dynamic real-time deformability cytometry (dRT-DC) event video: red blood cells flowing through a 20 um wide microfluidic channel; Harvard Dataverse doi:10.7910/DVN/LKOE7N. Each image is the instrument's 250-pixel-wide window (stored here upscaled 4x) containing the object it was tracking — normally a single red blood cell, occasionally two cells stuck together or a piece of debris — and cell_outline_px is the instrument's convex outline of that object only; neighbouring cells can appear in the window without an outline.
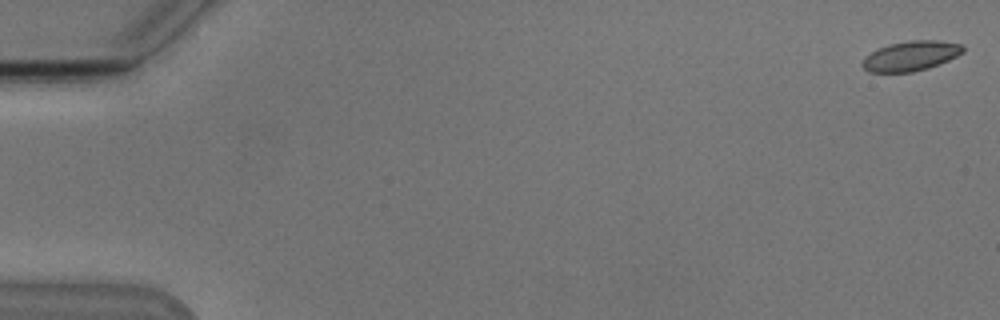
{"species": "Egyptian fruit bat (a non-hibernating species)", "species_latin": "Rousettus aegyptiacus", "temperature_condition": "cold", "stored_images_in_passage": 55, "camera_frame_rate_fps": 3000, "um_per_image_px": 0.085, "animal": {"sex": "male"}, "frame": {"image": 1, "passage_image": 1, "time_ms": 0.0, "image_size_px": [1000, 320], "cell_outline_px": [[964, 52], [948, 60], [928, 68], [912, 72], [868, 72], [860, 64], [864, 56], [880, 48], [892, 44], [908, 40], [936, 40], [960, 44], [964, 48]], "centroid_in_image_um": [77.4, 4.76], "position_along_channel_um": 7.6, "area_um2": 17.34}}
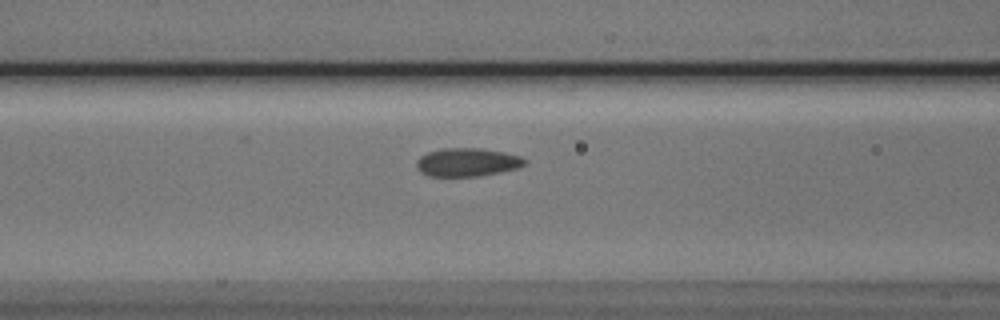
{"frame": {"image": 2, "passage_image": 23, "time_ms": 7.333, "image_size_px": [1000, 320], "cell_outline_px": [[528, 160], [524, 164], [516, 168], [500, 172], [476, 176], [428, 176], [420, 172], [416, 168], [416, 160], [420, 156], [428, 152], [440, 148], [480, 148], [504, 152], [520, 156]], "centroid_in_image_um": [39.67, 13.78], "position_along_channel_um": 126.9, "area_um2": 17.92}}
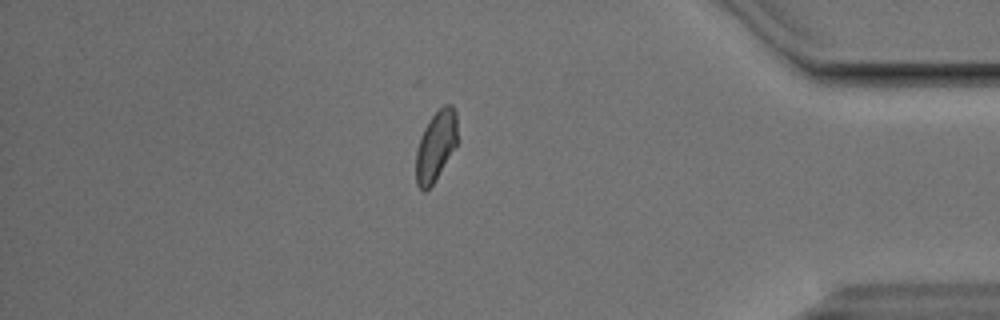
{"frame": {"image": 3, "passage_image": 47, "time_ms": 15.333, "image_size_px": [1000, 320], "cell_outline_px": [[456, 144], [432, 184], [424, 192], [416, 184], [416, 148], [420, 136], [428, 120], [444, 104], [452, 104], [456, 112]], "centroid_in_image_um": [37.01, 12.37], "position_along_channel_um": 398.2, "area_um2": 16.59}}